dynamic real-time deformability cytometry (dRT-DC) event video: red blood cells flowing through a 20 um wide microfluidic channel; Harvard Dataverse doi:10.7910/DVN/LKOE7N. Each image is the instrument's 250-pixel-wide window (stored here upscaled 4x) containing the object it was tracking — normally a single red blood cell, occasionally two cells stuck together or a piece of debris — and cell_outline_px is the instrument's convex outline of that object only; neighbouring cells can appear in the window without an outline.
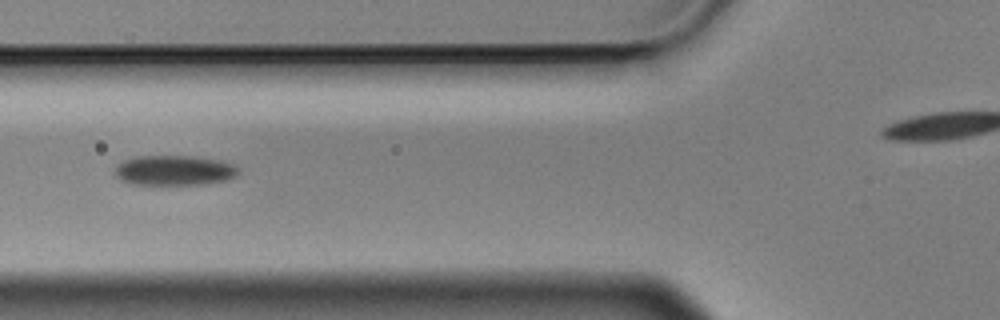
{"species": "Egyptian fruit bat (a non-hibernating species)", "species_latin": "Rousettus aegyptiacus", "temperature_condition": "cold", "stored_images_in_passage": 27, "camera_frame_rate_fps": 3000, "um_per_image_px": 0.085, "animal": {"sex": "male"}, "frame": {"image": 1, "passage_image": 8, "time_ms": 2.333, "image_size_px": [1000, 320], "cell_outline_px": [[240, 172], [236, 176], [228, 180], [204, 184], [132, 184], [120, 180], [116, 176], [112, 168], [116, 164], [124, 160], [136, 156], [192, 156], [220, 160], [232, 164]], "centroid_in_image_um": [14.77, 14.48], "position_along_channel_um": 111.0, "area_um2": 21.79}}
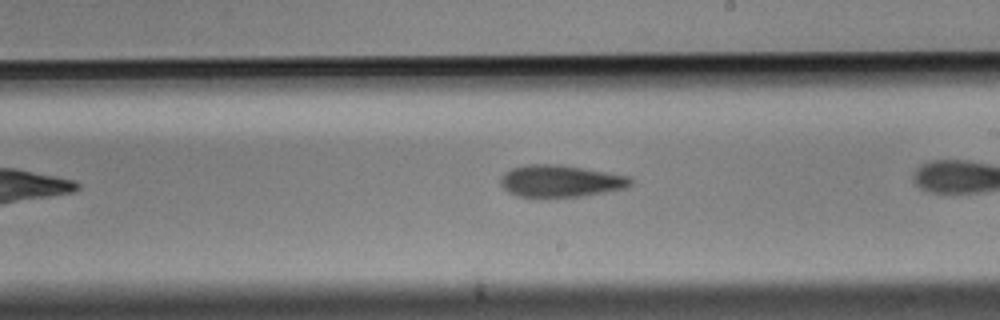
{"frame": {"image": 2, "passage_image": 16, "time_ms": 5.0, "image_size_px": [1000, 320], "cell_outline_px": [[636, 180], [628, 188], [584, 196], [516, 196], [508, 192], [500, 184], [500, 176], [504, 172], [512, 168], [524, 164], [560, 164], [632, 176]], "centroid_in_image_um": [47.7, 15.37], "position_along_channel_um": 241.3, "area_um2": 24.57}}
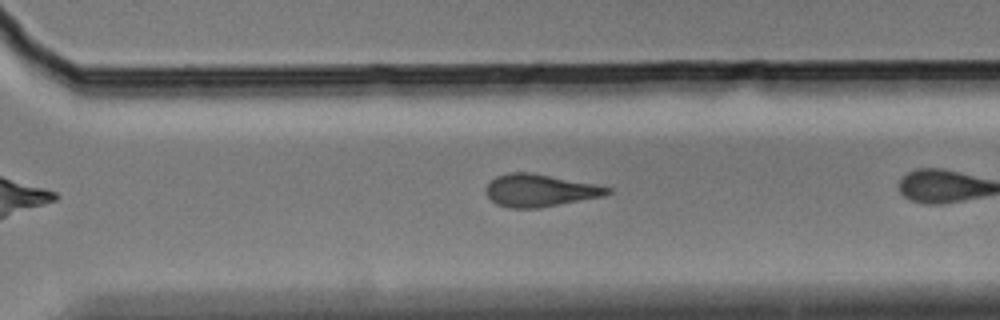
{"frame": {"image": 3, "passage_image": 23, "time_ms": 7.333, "image_size_px": [1000, 320], "cell_outline_px": [[612, 192], [604, 196], [536, 208], [508, 208], [496, 204], [484, 192], [484, 188], [496, 176], [508, 172], [524, 172], [596, 184], [612, 188]], "centroid_in_image_um": [45.85, 16.19], "position_along_channel_um": 324.7, "area_um2": 22.72}}